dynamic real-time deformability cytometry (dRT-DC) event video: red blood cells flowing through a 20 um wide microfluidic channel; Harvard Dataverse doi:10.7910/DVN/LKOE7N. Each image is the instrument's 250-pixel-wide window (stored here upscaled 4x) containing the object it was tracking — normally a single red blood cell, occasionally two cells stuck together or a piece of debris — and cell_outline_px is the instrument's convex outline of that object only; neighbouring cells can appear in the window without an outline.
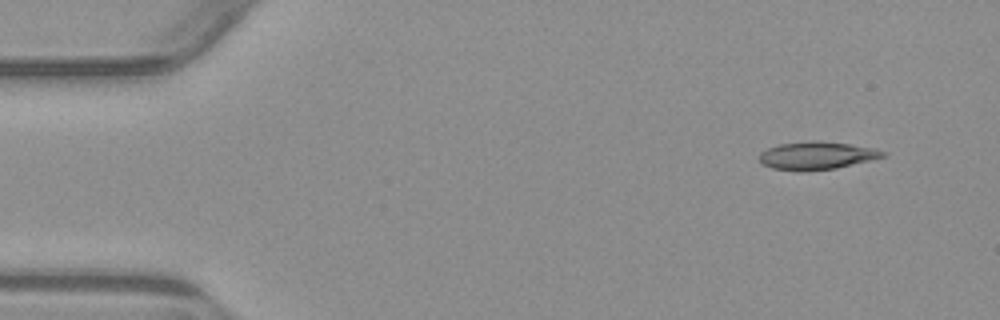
{"species": "common noctule bat (a hibernating species)", "species_latin": "Nyctalus noctula", "temperature_condition": "warm", "stored_images_in_passage": 4, "camera_frame_rate_fps": 3000, "um_per_image_px": 0.085, "animal": {"sex": "male", "body_mass_g": 23.1, "forearm_length_mm": 52.7}, "frame": {"image": 1, "passage_image": 1, "time_ms": 0.0, "image_size_px": [1000, 320], "cell_outline_px": [[888, 156], [836, 168], [800, 172], [772, 168], [764, 164], [756, 156], [760, 152], [768, 148], [780, 144], [812, 140], [820, 140], [876, 148], [888, 152]], "centroid_in_image_um": [69.44, 13.22], "position_along_channel_um": 15.6, "area_um2": 20.35}}
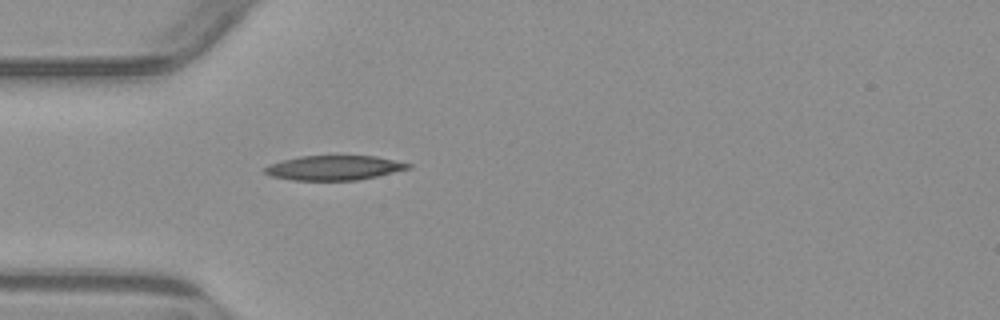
{"frame": {"image": 2, "passage_image": 4, "time_ms": 3.667, "image_size_px": [1000, 320], "cell_outline_px": [[412, 168], [376, 176], [356, 180], [292, 180], [272, 176], [264, 172], [264, 168], [268, 164], [300, 156], [376, 156], [412, 164]], "centroid_in_image_um": [28.4, 14.26], "position_along_channel_um": 56.6, "area_um2": 20.4}}